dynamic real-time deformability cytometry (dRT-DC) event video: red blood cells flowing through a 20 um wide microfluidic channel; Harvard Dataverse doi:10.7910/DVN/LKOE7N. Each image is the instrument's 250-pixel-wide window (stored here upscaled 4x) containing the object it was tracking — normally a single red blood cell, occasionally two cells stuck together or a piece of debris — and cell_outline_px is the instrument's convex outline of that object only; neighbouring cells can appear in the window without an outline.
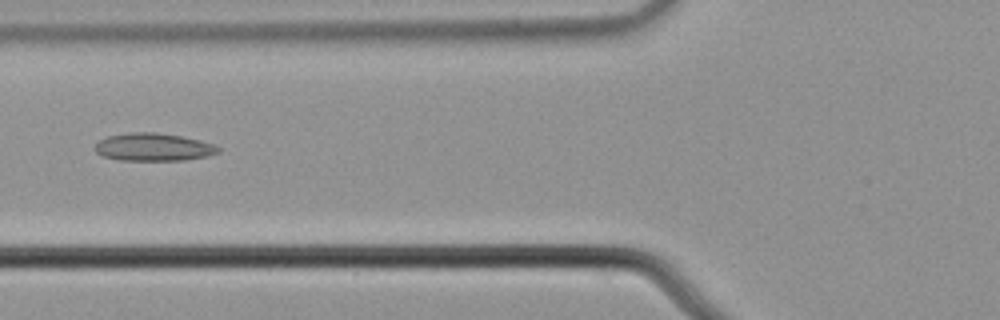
{"species": "common noctule bat (a hibernating species)", "species_latin": "Nyctalus noctula", "temperature_condition": "cold", "stored_images_in_passage": 5, "camera_frame_rate_fps": 3000, "um_per_image_px": 0.085, "animal": {"sex": "male", "body_mass_g": 21.5, "forearm_length_mm": 52.0}, "frame": {"image": 1, "passage_image": 5, "time_ms": 1.333, "image_size_px": [1000, 320], "cell_outline_px": [[220, 152], [208, 156], [184, 160], [120, 160], [104, 156], [96, 152], [92, 148], [100, 140], [108, 136], [132, 132], [156, 132], [180, 136], [200, 140], [212, 144], [220, 148]], "centroid_in_image_um": [13.04, 12.5], "position_along_channel_um": 112.8, "area_um2": 19.88}}